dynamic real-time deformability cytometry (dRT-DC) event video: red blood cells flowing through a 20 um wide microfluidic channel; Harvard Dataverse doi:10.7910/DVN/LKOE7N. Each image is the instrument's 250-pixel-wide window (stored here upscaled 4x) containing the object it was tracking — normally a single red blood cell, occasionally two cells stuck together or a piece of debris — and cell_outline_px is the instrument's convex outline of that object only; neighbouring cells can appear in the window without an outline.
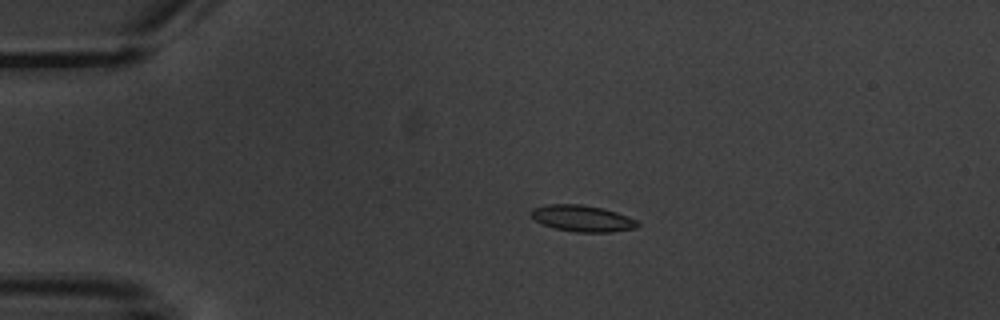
{"species": "common noctule bat (a hibernating species)", "species_latin": "Nyctalus noctula", "temperature_condition": "warm", "stored_images_in_passage": 5, "camera_frame_rate_fps": 3000, "um_per_image_px": 0.085, "animal": {"sex": "male", "body_mass_g": 20.1, "forearm_length_mm": 53.5}, "frame": {"image": 1, "passage_image": 3, "time_ms": 2.333, "image_size_px": [1000, 320], "cell_outline_px": [[640, 224], [636, 228], [612, 232], [576, 232], [556, 228], [544, 224], [536, 220], [528, 212], [532, 208], [548, 204], [580, 204], [600, 208], [616, 212], [628, 216], [636, 220]], "centroid_in_image_um": [49.5, 18.56], "position_along_channel_um": 35.5, "area_um2": 16.24}}
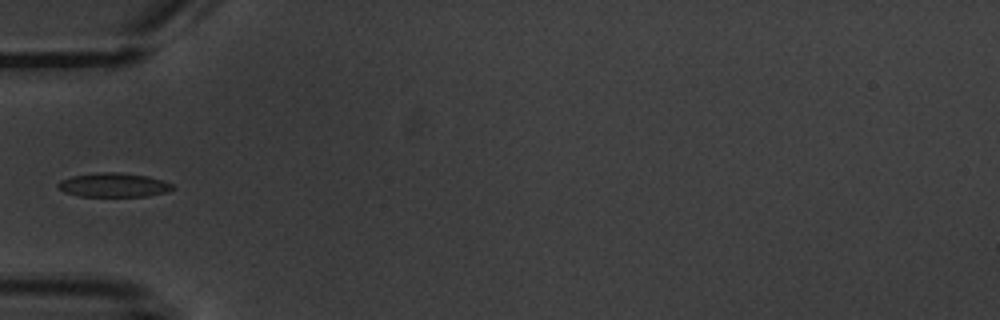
{"frame": {"image": 2, "passage_image": 5, "time_ms": 4.667, "image_size_px": [1000, 320], "cell_outline_px": [[176, 188], [168, 192], [148, 196], [80, 196], [64, 192], [56, 184], [60, 180], [72, 176], [96, 172], [120, 172], [148, 176], [164, 180], [172, 184]], "centroid_in_image_um": [9.7, 15.72], "position_along_channel_um": 75.3, "area_um2": 16.24}}